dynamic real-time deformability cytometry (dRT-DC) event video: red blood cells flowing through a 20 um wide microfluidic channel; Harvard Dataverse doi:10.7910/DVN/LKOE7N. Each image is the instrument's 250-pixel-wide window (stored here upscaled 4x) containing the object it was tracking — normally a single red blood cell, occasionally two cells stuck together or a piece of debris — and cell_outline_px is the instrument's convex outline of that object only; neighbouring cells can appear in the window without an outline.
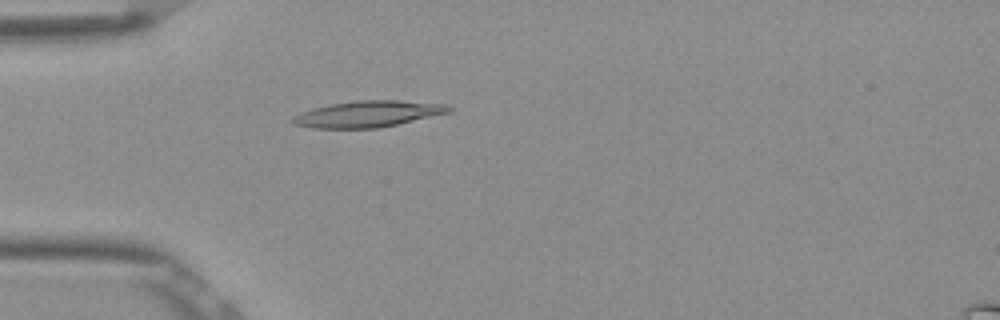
{"species": "Egyptian fruit bat (a non-hibernating species)", "species_latin": "Rousettus aegyptiacus", "temperature_condition": "room temperature", "stored_images_in_passage": 5, "camera_frame_rate_fps": 3000, "um_per_image_px": 0.085, "frame": {"image": 1, "passage_image": 5, "time_ms": 1.333, "image_size_px": [1000, 320], "cell_outline_px": [[452, 112], [380, 128], [312, 128], [292, 124], [288, 120], [292, 116], [300, 112], [312, 108], [328, 104], [356, 100], [396, 100], [444, 104], [452, 108]], "centroid_in_image_um": [31.21, 9.69], "position_along_channel_um": 53.8, "area_um2": 24.22}}